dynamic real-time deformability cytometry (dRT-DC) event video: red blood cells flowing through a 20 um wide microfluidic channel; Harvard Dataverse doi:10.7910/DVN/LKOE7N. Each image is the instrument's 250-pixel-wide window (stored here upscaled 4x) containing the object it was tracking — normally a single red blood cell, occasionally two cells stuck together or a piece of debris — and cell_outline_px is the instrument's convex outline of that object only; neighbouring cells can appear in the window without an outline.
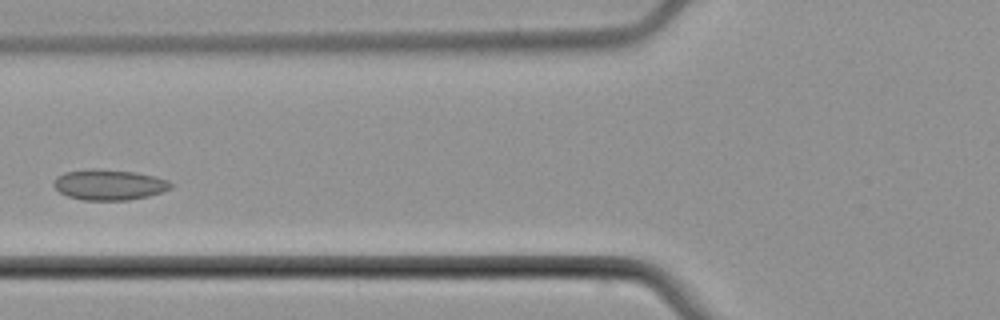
{"species": "common noctule bat (a hibernating species)", "species_latin": "Nyctalus noctula", "temperature_condition": "cold", "stored_images_in_passage": 6, "camera_frame_rate_fps": 3000, "um_per_image_px": 0.085, "animal": {"sex": "male", "body_mass_g": 21.5, "forearm_length_mm": 52.0}, "frame": {"image": 1, "passage_image": 5, "time_ms": 5.667, "image_size_px": [1000, 320], "cell_outline_px": [[172, 188], [164, 192], [148, 196], [128, 200], [84, 200], [68, 196], [60, 192], [52, 184], [56, 176], [64, 172], [92, 168], [136, 172], [168, 180], [172, 184]], "centroid_in_image_um": [9.27, 15.7], "position_along_channel_um": 116.5, "area_um2": 20.92}}
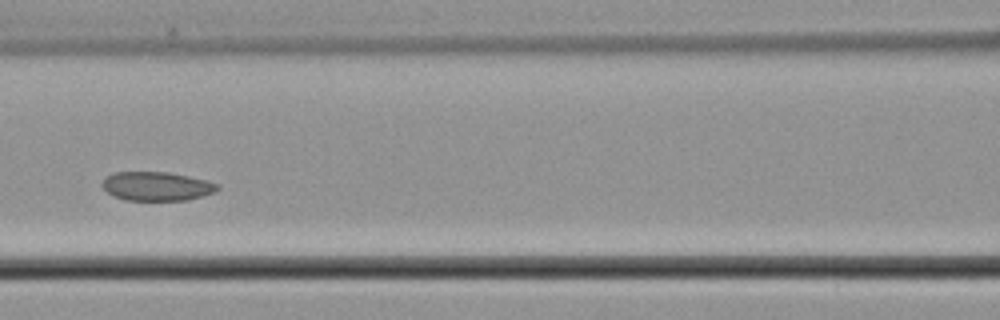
{"frame": {"image": 2, "passage_image": 6, "time_ms": 6.667, "image_size_px": [1000, 320], "cell_outline_px": [[220, 188], [216, 192], [188, 200], [124, 200], [112, 196], [100, 184], [104, 176], [116, 172], [168, 172], [208, 180], [220, 184]], "centroid_in_image_um": [13.32, 15.83], "position_along_channel_um": 153.3, "area_um2": 19.71}}